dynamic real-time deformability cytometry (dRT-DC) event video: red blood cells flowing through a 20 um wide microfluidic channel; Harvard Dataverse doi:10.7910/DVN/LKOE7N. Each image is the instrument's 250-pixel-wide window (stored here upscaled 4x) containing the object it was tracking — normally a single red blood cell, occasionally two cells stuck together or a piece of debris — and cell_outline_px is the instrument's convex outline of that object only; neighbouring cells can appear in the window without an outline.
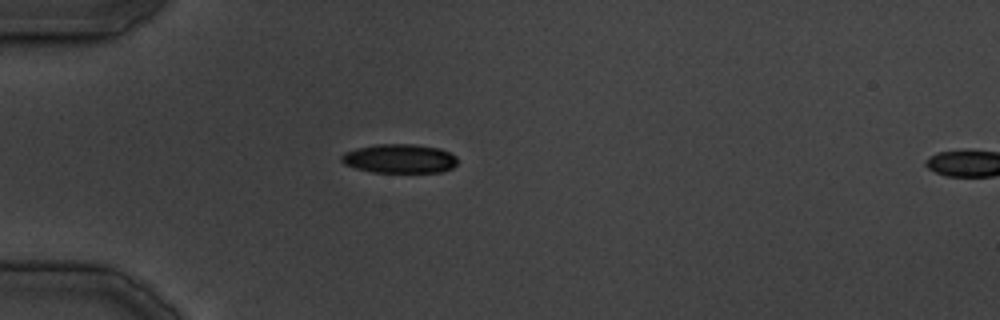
{"species": "common noctule bat (a hibernating species)", "species_latin": "Nyctalus noctula", "temperature_condition": "cold", "stored_images_in_passage": 3, "camera_frame_rate_fps": 3000, "um_per_image_px": 0.085, "animal": {"sex": "male", "body_mass_g": 19.5, "forearm_length_mm": 54.6}, "frame": {"image": 1, "passage_image": 1, "time_ms": 0.0, "image_size_px": [1000, 320], "cell_outline_px": [[456, 164], [452, 168], [440, 172], [372, 172], [356, 168], [344, 164], [340, 160], [340, 156], [344, 152], [356, 148], [376, 144], [412, 144], [440, 148], [456, 156]], "centroid_in_image_um": [33.93, 13.48], "position_along_channel_um": 51.1, "area_um2": 19.65}}